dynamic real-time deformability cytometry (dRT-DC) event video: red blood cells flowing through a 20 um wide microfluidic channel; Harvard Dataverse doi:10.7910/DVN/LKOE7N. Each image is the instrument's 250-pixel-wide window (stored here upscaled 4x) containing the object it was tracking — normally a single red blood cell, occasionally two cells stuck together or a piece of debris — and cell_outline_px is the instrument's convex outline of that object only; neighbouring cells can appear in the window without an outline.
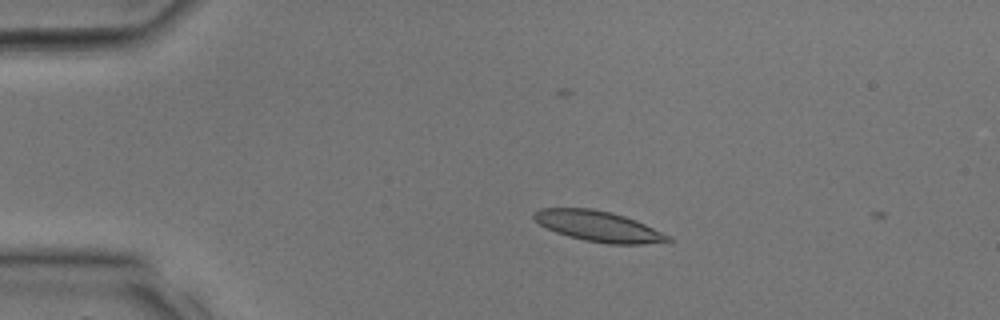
{"species": "common noctule bat (a hibernating species)", "species_latin": "Nyctalus noctula", "temperature_condition": "room temperature", "stored_images_in_passage": 5, "camera_frame_rate_fps": 3000, "um_per_image_px": 0.085, "animal": {"sex": "male", "body_mass_g": 17.9, "forearm_length_mm": 54.2}, "frame": {"image": 1, "passage_image": 2, "time_ms": 0.333, "image_size_px": [1000, 320], "cell_outline_px": [[672, 240], [640, 244], [608, 244], [584, 240], [568, 236], [556, 232], [540, 224], [532, 216], [540, 208], [592, 208], [612, 212], [636, 220], [672, 236]], "centroid_in_image_um": [50.89, 19.23], "position_along_channel_um": 34.1, "area_um2": 23.7}}